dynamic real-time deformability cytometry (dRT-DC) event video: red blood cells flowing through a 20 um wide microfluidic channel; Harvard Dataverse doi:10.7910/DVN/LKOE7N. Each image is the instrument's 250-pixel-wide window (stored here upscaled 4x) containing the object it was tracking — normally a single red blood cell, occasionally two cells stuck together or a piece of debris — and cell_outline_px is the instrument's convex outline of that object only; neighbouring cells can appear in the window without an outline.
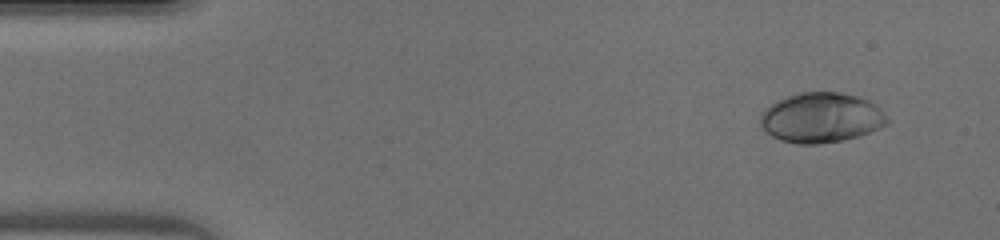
{"species": "human", "species_latin": "Homo sapiens", "temperature_condition": "warm", "stored_images_in_passage": 47, "camera_frame_rate_fps": 3000, "um_per_image_px": 0.085, "donor": {"sex": "male"}, "frame": {"image": 1, "passage_image": 4, "time_ms": 1.0, "image_size_px": [1000, 240], "cell_outline_px": [[888, 120], [880, 128], [860, 136], [844, 140], [816, 144], [800, 144], [780, 140], [772, 136], [760, 124], [760, 116], [764, 108], [776, 100], [800, 92], [844, 92], [868, 100], [876, 104], [880, 108]], "centroid_in_image_um": [69.79, 9.99], "position_along_channel_um": 15.2, "area_um2": 36.99}}
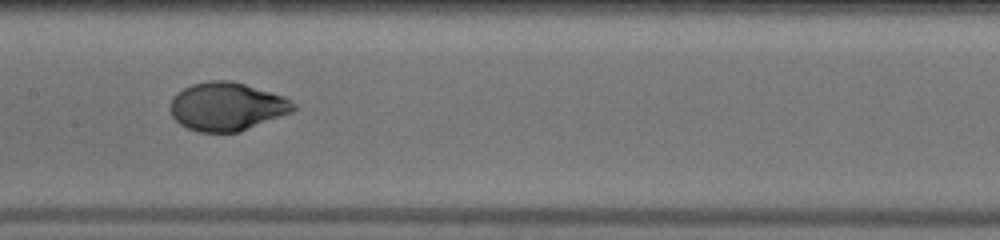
{"frame": {"image": 2, "passage_image": 24, "time_ms": 7.667, "image_size_px": [1000, 240], "cell_outline_px": [[296, 108], [292, 112], [240, 132], [200, 132], [188, 128], [180, 124], [172, 116], [168, 108], [168, 104], [172, 96], [176, 92], [192, 84], [208, 80], [232, 80], [284, 96], [296, 104]], "centroid_in_image_um": [19.25, 9.05], "position_along_channel_um": 188.1, "area_um2": 35.03}}
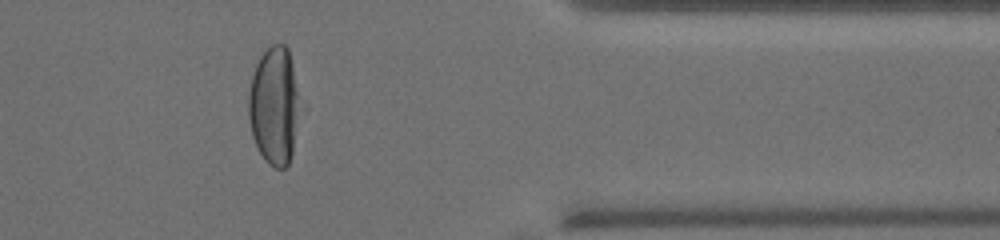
{"frame": {"image": 3, "passage_image": 39, "time_ms": 12.667, "image_size_px": [1000, 240], "cell_outline_px": [[296, 96], [292, 152], [288, 164], [284, 168], [276, 168], [268, 164], [264, 160], [252, 136], [248, 116], [248, 92], [252, 76], [256, 64], [260, 56], [272, 44], [284, 44], [288, 48], [292, 64], [296, 92]], "centroid_in_image_um": [23.22, 8.97], "position_along_channel_um": 388.2, "area_um2": 33.87}}